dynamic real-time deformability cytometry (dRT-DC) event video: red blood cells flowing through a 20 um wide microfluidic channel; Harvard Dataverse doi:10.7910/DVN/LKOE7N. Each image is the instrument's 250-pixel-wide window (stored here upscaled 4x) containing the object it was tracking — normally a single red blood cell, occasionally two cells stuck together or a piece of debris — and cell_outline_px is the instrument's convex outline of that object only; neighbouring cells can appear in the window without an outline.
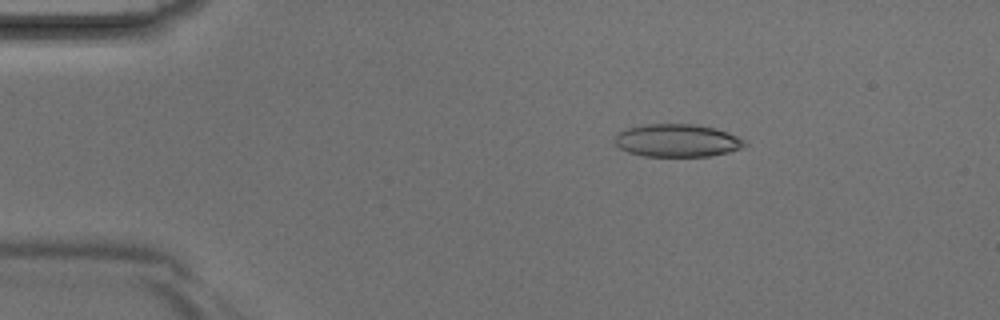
{"species": "Egyptian fruit bat (a non-hibernating species)", "species_latin": "Rousettus aegyptiacus", "temperature_condition": "room temperature", "stored_images_in_passage": 3, "camera_frame_rate_fps": 3000, "um_per_image_px": 0.085, "animal": {"sex": "male"}, "frame": {"image": 1, "passage_image": 2, "time_ms": 0.333, "image_size_px": [1000, 320], "cell_outline_px": [[748, 144], [744, 148], [728, 152], [708, 156], [644, 156], [628, 152], [620, 148], [616, 144], [616, 132], [628, 128], [644, 124], [696, 124], [716, 128], [728, 132], [744, 140]], "centroid_in_image_um": [57.58, 11.94], "position_along_channel_um": 27.4, "area_um2": 24.91}}
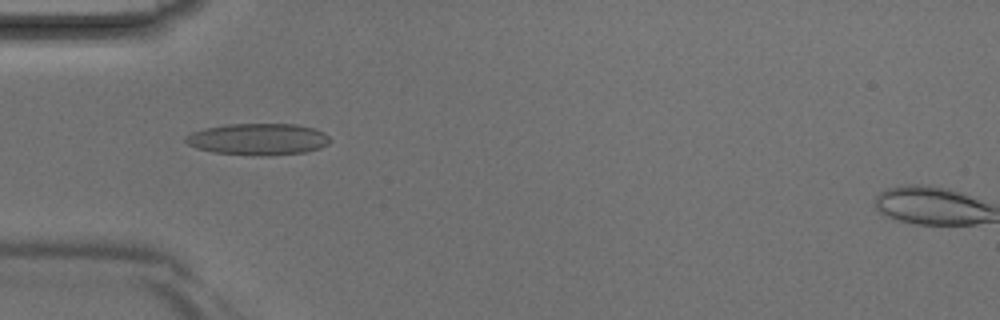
{"frame": {"image": 2, "passage_image": 3, "time_ms": 0.667, "image_size_px": [1000, 320], "cell_outline_px": [[332, 140], [328, 144], [320, 148], [304, 152], [268, 156], [260, 156], [212, 152], [196, 148], [188, 144], [184, 140], [184, 136], [192, 132], [204, 128], [228, 124], [296, 124], [316, 128], [324, 132]], "centroid_in_image_um": [21.95, 11.83], "position_along_channel_um": 63.1, "area_um2": 26.88}}